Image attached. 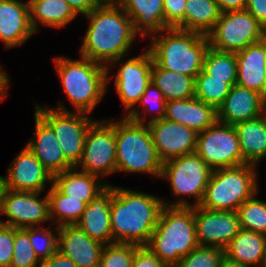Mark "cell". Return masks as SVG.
<instances>
[{
	"label": "cell",
	"mask_w": 266,
	"mask_h": 267,
	"mask_svg": "<svg viewBox=\"0 0 266 267\" xmlns=\"http://www.w3.org/2000/svg\"><path fill=\"white\" fill-rule=\"evenodd\" d=\"M245 164L258 165L266 158V112L234 125Z\"/></svg>",
	"instance_id": "83f0119b"
},
{
	"label": "cell",
	"mask_w": 266,
	"mask_h": 267,
	"mask_svg": "<svg viewBox=\"0 0 266 267\" xmlns=\"http://www.w3.org/2000/svg\"><path fill=\"white\" fill-rule=\"evenodd\" d=\"M248 10L266 30V0H246Z\"/></svg>",
	"instance_id": "ee69618b"
},
{
	"label": "cell",
	"mask_w": 266,
	"mask_h": 267,
	"mask_svg": "<svg viewBox=\"0 0 266 267\" xmlns=\"http://www.w3.org/2000/svg\"><path fill=\"white\" fill-rule=\"evenodd\" d=\"M28 1L30 22L35 33L38 31L40 24L53 28H62L78 15L65 0Z\"/></svg>",
	"instance_id": "f1b7e54d"
},
{
	"label": "cell",
	"mask_w": 266,
	"mask_h": 267,
	"mask_svg": "<svg viewBox=\"0 0 266 267\" xmlns=\"http://www.w3.org/2000/svg\"><path fill=\"white\" fill-rule=\"evenodd\" d=\"M13 247L14 227L0 224V267H10Z\"/></svg>",
	"instance_id": "60d3db41"
},
{
	"label": "cell",
	"mask_w": 266,
	"mask_h": 267,
	"mask_svg": "<svg viewBox=\"0 0 266 267\" xmlns=\"http://www.w3.org/2000/svg\"><path fill=\"white\" fill-rule=\"evenodd\" d=\"M163 206L159 197L113 186L110 207L113 243L146 246Z\"/></svg>",
	"instance_id": "7a4b0ae2"
},
{
	"label": "cell",
	"mask_w": 266,
	"mask_h": 267,
	"mask_svg": "<svg viewBox=\"0 0 266 267\" xmlns=\"http://www.w3.org/2000/svg\"><path fill=\"white\" fill-rule=\"evenodd\" d=\"M220 15L215 0H186L184 19L175 28L207 36L214 29Z\"/></svg>",
	"instance_id": "f546056e"
},
{
	"label": "cell",
	"mask_w": 266,
	"mask_h": 267,
	"mask_svg": "<svg viewBox=\"0 0 266 267\" xmlns=\"http://www.w3.org/2000/svg\"><path fill=\"white\" fill-rule=\"evenodd\" d=\"M164 119L183 124L196 133L203 132L218 120L217 109L195 97L166 102Z\"/></svg>",
	"instance_id": "603a6c76"
},
{
	"label": "cell",
	"mask_w": 266,
	"mask_h": 267,
	"mask_svg": "<svg viewBox=\"0 0 266 267\" xmlns=\"http://www.w3.org/2000/svg\"><path fill=\"white\" fill-rule=\"evenodd\" d=\"M220 267H248V266H245V265H242L240 263H236V262H233V261H230L228 258H224Z\"/></svg>",
	"instance_id": "681fc988"
},
{
	"label": "cell",
	"mask_w": 266,
	"mask_h": 267,
	"mask_svg": "<svg viewBox=\"0 0 266 267\" xmlns=\"http://www.w3.org/2000/svg\"><path fill=\"white\" fill-rule=\"evenodd\" d=\"M105 2H118L119 0H104Z\"/></svg>",
	"instance_id": "f5cc1de1"
},
{
	"label": "cell",
	"mask_w": 266,
	"mask_h": 267,
	"mask_svg": "<svg viewBox=\"0 0 266 267\" xmlns=\"http://www.w3.org/2000/svg\"><path fill=\"white\" fill-rule=\"evenodd\" d=\"M212 171L196 152L165 161L161 177L170 182L172 194L181 198L172 203L163 200V204L170 207L199 206ZM182 195L195 197V202L189 203Z\"/></svg>",
	"instance_id": "ba28073f"
},
{
	"label": "cell",
	"mask_w": 266,
	"mask_h": 267,
	"mask_svg": "<svg viewBox=\"0 0 266 267\" xmlns=\"http://www.w3.org/2000/svg\"><path fill=\"white\" fill-rule=\"evenodd\" d=\"M152 82L161 90L166 102L192 98L195 95V78L152 65Z\"/></svg>",
	"instance_id": "4dcf8cb0"
},
{
	"label": "cell",
	"mask_w": 266,
	"mask_h": 267,
	"mask_svg": "<svg viewBox=\"0 0 266 267\" xmlns=\"http://www.w3.org/2000/svg\"><path fill=\"white\" fill-rule=\"evenodd\" d=\"M122 63L117 71L114 83L119 99L127 112L125 117L135 123L145 124L146 115L142 116L136 105L147 85L152 81V56L147 49L142 54L129 58Z\"/></svg>",
	"instance_id": "8fae6325"
},
{
	"label": "cell",
	"mask_w": 266,
	"mask_h": 267,
	"mask_svg": "<svg viewBox=\"0 0 266 267\" xmlns=\"http://www.w3.org/2000/svg\"><path fill=\"white\" fill-rule=\"evenodd\" d=\"M195 152L212 170L245 164L235 127L218 120L197 134Z\"/></svg>",
	"instance_id": "7c38bea8"
},
{
	"label": "cell",
	"mask_w": 266,
	"mask_h": 267,
	"mask_svg": "<svg viewBox=\"0 0 266 267\" xmlns=\"http://www.w3.org/2000/svg\"><path fill=\"white\" fill-rule=\"evenodd\" d=\"M55 228V232L51 225L49 229H44L43 227L29 228L30 243L40 262L47 260L58 251L59 227L56 226Z\"/></svg>",
	"instance_id": "d590c367"
},
{
	"label": "cell",
	"mask_w": 266,
	"mask_h": 267,
	"mask_svg": "<svg viewBox=\"0 0 266 267\" xmlns=\"http://www.w3.org/2000/svg\"><path fill=\"white\" fill-rule=\"evenodd\" d=\"M112 195L113 186L109 184L86 205L84 212L75 224L90 238L104 245L113 243L110 215Z\"/></svg>",
	"instance_id": "7402d4cb"
},
{
	"label": "cell",
	"mask_w": 266,
	"mask_h": 267,
	"mask_svg": "<svg viewBox=\"0 0 266 267\" xmlns=\"http://www.w3.org/2000/svg\"><path fill=\"white\" fill-rule=\"evenodd\" d=\"M10 83V78L6 72L0 66V101L7 97L8 85Z\"/></svg>",
	"instance_id": "c3c4849f"
},
{
	"label": "cell",
	"mask_w": 266,
	"mask_h": 267,
	"mask_svg": "<svg viewBox=\"0 0 266 267\" xmlns=\"http://www.w3.org/2000/svg\"><path fill=\"white\" fill-rule=\"evenodd\" d=\"M104 246L75 225L59 227L58 251L69 257L78 267H99Z\"/></svg>",
	"instance_id": "ac0fdd59"
},
{
	"label": "cell",
	"mask_w": 266,
	"mask_h": 267,
	"mask_svg": "<svg viewBox=\"0 0 266 267\" xmlns=\"http://www.w3.org/2000/svg\"><path fill=\"white\" fill-rule=\"evenodd\" d=\"M4 191H5L4 183L0 177V215H1V210H2V199H3Z\"/></svg>",
	"instance_id": "f907efd6"
},
{
	"label": "cell",
	"mask_w": 266,
	"mask_h": 267,
	"mask_svg": "<svg viewBox=\"0 0 266 267\" xmlns=\"http://www.w3.org/2000/svg\"><path fill=\"white\" fill-rule=\"evenodd\" d=\"M163 2V0L118 1L132 20L135 34L143 38L151 34V36H154L156 33L159 35L165 29Z\"/></svg>",
	"instance_id": "d4e9b609"
},
{
	"label": "cell",
	"mask_w": 266,
	"mask_h": 267,
	"mask_svg": "<svg viewBox=\"0 0 266 267\" xmlns=\"http://www.w3.org/2000/svg\"><path fill=\"white\" fill-rule=\"evenodd\" d=\"M146 246L168 267H175L184 256L199 246L194 207L164 205Z\"/></svg>",
	"instance_id": "5b68a950"
},
{
	"label": "cell",
	"mask_w": 266,
	"mask_h": 267,
	"mask_svg": "<svg viewBox=\"0 0 266 267\" xmlns=\"http://www.w3.org/2000/svg\"><path fill=\"white\" fill-rule=\"evenodd\" d=\"M56 108L40 106L35 110L53 129L65 159L76 167L81 160L88 129L97 121L86 113L69 111L65 105Z\"/></svg>",
	"instance_id": "9c48e42d"
},
{
	"label": "cell",
	"mask_w": 266,
	"mask_h": 267,
	"mask_svg": "<svg viewBox=\"0 0 266 267\" xmlns=\"http://www.w3.org/2000/svg\"><path fill=\"white\" fill-rule=\"evenodd\" d=\"M165 29L176 27L184 19L186 0H163Z\"/></svg>",
	"instance_id": "b9f144b4"
},
{
	"label": "cell",
	"mask_w": 266,
	"mask_h": 267,
	"mask_svg": "<svg viewBox=\"0 0 266 267\" xmlns=\"http://www.w3.org/2000/svg\"><path fill=\"white\" fill-rule=\"evenodd\" d=\"M224 258V249L198 246L184 256L175 267H220Z\"/></svg>",
	"instance_id": "74e56055"
},
{
	"label": "cell",
	"mask_w": 266,
	"mask_h": 267,
	"mask_svg": "<svg viewBox=\"0 0 266 267\" xmlns=\"http://www.w3.org/2000/svg\"><path fill=\"white\" fill-rule=\"evenodd\" d=\"M163 32L152 36L150 41L148 50L153 64L196 78L203 70L204 55L209 48L208 36L175 27Z\"/></svg>",
	"instance_id": "3957f363"
},
{
	"label": "cell",
	"mask_w": 266,
	"mask_h": 267,
	"mask_svg": "<svg viewBox=\"0 0 266 267\" xmlns=\"http://www.w3.org/2000/svg\"><path fill=\"white\" fill-rule=\"evenodd\" d=\"M203 70L212 79L225 80L232 87L237 78L236 53L217 51L209 46L204 55Z\"/></svg>",
	"instance_id": "d6a6232c"
},
{
	"label": "cell",
	"mask_w": 266,
	"mask_h": 267,
	"mask_svg": "<svg viewBox=\"0 0 266 267\" xmlns=\"http://www.w3.org/2000/svg\"><path fill=\"white\" fill-rule=\"evenodd\" d=\"M117 172L147 173L161 178L163 162L153 144L150 129L126 117L115 121Z\"/></svg>",
	"instance_id": "8992f818"
},
{
	"label": "cell",
	"mask_w": 266,
	"mask_h": 267,
	"mask_svg": "<svg viewBox=\"0 0 266 267\" xmlns=\"http://www.w3.org/2000/svg\"><path fill=\"white\" fill-rule=\"evenodd\" d=\"M76 168L102 179L117 171L115 121H96L88 129L82 157Z\"/></svg>",
	"instance_id": "4fadbf2b"
},
{
	"label": "cell",
	"mask_w": 266,
	"mask_h": 267,
	"mask_svg": "<svg viewBox=\"0 0 266 267\" xmlns=\"http://www.w3.org/2000/svg\"><path fill=\"white\" fill-rule=\"evenodd\" d=\"M138 103L142 105V110L144 111L143 113H154L156 115L154 117H151L150 120L147 121V123L164 119L166 100L161 90L152 81L147 85L146 90L141 96Z\"/></svg>",
	"instance_id": "ab89813d"
},
{
	"label": "cell",
	"mask_w": 266,
	"mask_h": 267,
	"mask_svg": "<svg viewBox=\"0 0 266 267\" xmlns=\"http://www.w3.org/2000/svg\"><path fill=\"white\" fill-rule=\"evenodd\" d=\"M265 112L266 105L259 92L235 84L217 109V119L219 122L234 126L257 118Z\"/></svg>",
	"instance_id": "d6986e66"
},
{
	"label": "cell",
	"mask_w": 266,
	"mask_h": 267,
	"mask_svg": "<svg viewBox=\"0 0 266 267\" xmlns=\"http://www.w3.org/2000/svg\"><path fill=\"white\" fill-rule=\"evenodd\" d=\"M47 196L49 217L51 223H55L54 227L75 225L86 207L83 201L63 194L54 184H51Z\"/></svg>",
	"instance_id": "1f68e13d"
},
{
	"label": "cell",
	"mask_w": 266,
	"mask_h": 267,
	"mask_svg": "<svg viewBox=\"0 0 266 267\" xmlns=\"http://www.w3.org/2000/svg\"><path fill=\"white\" fill-rule=\"evenodd\" d=\"M39 267H78L69 257L59 251L40 263Z\"/></svg>",
	"instance_id": "bcb514c9"
},
{
	"label": "cell",
	"mask_w": 266,
	"mask_h": 267,
	"mask_svg": "<svg viewBox=\"0 0 266 267\" xmlns=\"http://www.w3.org/2000/svg\"><path fill=\"white\" fill-rule=\"evenodd\" d=\"M263 103L266 105V80L264 82L262 91L260 92Z\"/></svg>",
	"instance_id": "816d5d0a"
},
{
	"label": "cell",
	"mask_w": 266,
	"mask_h": 267,
	"mask_svg": "<svg viewBox=\"0 0 266 267\" xmlns=\"http://www.w3.org/2000/svg\"><path fill=\"white\" fill-rule=\"evenodd\" d=\"M209 46L217 51L237 53L266 37L265 28L246 9L221 13L207 35Z\"/></svg>",
	"instance_id": "30bf717a"
},
{
	"label": "cell",
	"mask_w": 266,
	"mask_h": 267,
	"mask_svg": "<svg viewBox=\"0 0 266 267\" xmlns=\"http://www.w3.org/2000/svg\"><path fill=\"white\" fill-rule=\"evenodd\" d=\"M53 59L70 104L76 112L91 113L106 94L107 67L83 56L78 60L63 56Z\"/></svg>",
	"instance_id": "277c9868"
},
{
	"label": "cell",
	"mask_w": 266,
	"mask_h": 267,
	"mask_svg": "<svg viewBox=\"0 0 266 267\" xmlns=\"http://www.w3.org/2000/svg\"><path fill=\"white\" fill-rule=\"evenodd\" d=\"M138 245L112 243L103 247L99 267H132Z\"/></svg>",
	"instance_id": "f35d334b"
},
{
	"label": "cell",
	"mask_w": 266,
	"mask_h": 267,
	"mask_svg": "<svg viewBox=\"0 0 266 267\" xmlns=\"http://www.w3.org/2000/svg\"><path fill=\"white\" fill-rule=\"evenodd\" d=\"M194 221L199 246L225 249L241 230L236 211L208 210L196 206Z\"/></svg>",
	"instance_id": "9a60e30c"
},
{
	"label": "cell",
	"mask_w": 266,
	"mask_h": 267,
	"mask_svg": "<svg viewBox=\"0 0 266 267\" xmlns=\"http://www.w3.org/2000/svg\"><path fill=\"white\" fill-rule=\"evenodd\" d=\"M84 16L89 19V26L80 56L107 67L109 79L110 66L125 59L137 36L132 20L118 2H104Z\"/></svg>",
	"instance_id": "6da1fadb"
},
{
	"label": "cell",
	"mask_w": 266,
	"mask_h": 267,
	"mask_svg": "<svg viewBox=\"0 0 266 267\" xmlns=\"http://www.w3.org/2000/svg\"><path fill=\"white\" fill-rule=\"evenodd\" d=\"M236 84L261 92L266 80V37L236 53Z\"/></svg>",
	"instance_id": "cb8c5ba5"
},
{
	"label": "cell",
	"mask_w": 266,
	"mask_h": 267,
	"mask_svg": "<svg viewBox=\"0 0 266 267\" xmlns=\"http://www.w3.org/2000/svg\"><path fill=\"white\" fill-rule=\"evenodd\" d=\"M157 154L164 163L196 151L197 134L183 124L160 119L147 123Z\"/></svg>",
	"instance_id": "2e32d148"
},
{
	"label": "cell",
	"mask_w": 266,
	"mask_h": 267,
	"mask_svg": "<svg viewBox=\"0 0 266 267\" xmlns=\"http://www.w3.org/2000/svg\"><path fill=\"white\" fill-rule=\"evenodd\" d=\"M256 165L244 164L212 171L200 207L208 210L237 211L258 194Z\"/></svg>",
	"instance_id": "52a82bcc"
},
{
	"label": "cell",
	"mask_w": 266,
	"mask_h": 267,
	"mask_svg": "<svg viewBox=\"0 0 266 267\" xmlns=\"http://www.w3.org/2000/svg\"><path fill=\"white\" fill-rule=\"evenodd\" d=\"M256 197L246 200L236 212L241 229L266 235V201Z\"/></svg>",
	"instance_id": "e575fe53"
},
{
	"label": "cell",
	"mask_w": 266,
	"mask_h": 267,
	"mask_svg": "<svg viewBox=\"0 0 266 267\" xmlns=\"http://www.w3.org/2000/svg\"><path fill=\"white\" fill-rule=\"evenodd\" d=\"M34 33L29 1L0 0V40L6 48L24 44Z\"/></svg>",
	"instance_id": "ffe728a7"
},
{
	"label": "cell",
	"mask_w": 266,
	"mask_h": 267,
	"mask_svg": "<svg viewBox=\"0 0 266 267\" xmlns=\"http://www.w3.org/2000/svg\"><path fill=\"white\" fill-rule=\"evenodd\" d=\"M35 137L26 146L53 176L72 168L65 159L52 127L35 111Z\"/></svg>",
	"instance_id": "44dd1931"
},
{
	"label": "cell",
	"mask_w": 266,
	"mask_h": 267,
	"mask_svg": "<svg viewBox=\"0 0 266 267\" xmlns=\"http://www.w3.org/2000/svg\"><path fill=\"white\" fill-rule=\"evenodd\" d=\"M40 192L13 191L5 189L1 214L8 220L0 224L14 228L42 227V223L51 221L49 217V199L47 194L40 198ZM39 224V225H38Z\"/></svg>",
	"instance_id": "5bb4252c"
},
{
	"label": "cell",
	"mask_w": 266,
	"mask_h": 267,
	"mask_svg": "<svg viewBox=\"0 0 266 267\" xmlns=\"http://www.w3.org/2000/svg\"><path fill=\"white\" fill-rule=\"evenodd\" d=\"M5 189L13 191L40 192L46 183L53 184V175L48 172L36 156L25 146L10 163L7 176H0Z\"/></svg>",
	"instance_id": "e0dca14e"
},
{
	"label": "cell",
	"mask_w": 266,
	"mask_h": 267,
	"mask_svg": "<svg viewBox=\"0 0 266 267\" xmlns=\"http://www.w3.org/2000/svg\"><path fill=\"white\" fill-rule=\"evenodd\" d=\"M224 253L230 261L248 267H265L266 235L241 229L224 249Z\"/></svg>",
	"instance_id": "484cf974"
},
{
	"label": "cell",
	"mask_w": 266,
	"mask_h": 267,
	"mask_svg": "<svg viewBox=\"0 0 266 267\" xmlns=\"http://www.w3.org/2000/svg\"><path fill=\"white\" fill-rule=\"evenodd\" d=\"M132 267H168L147 246H138L132 262Z\"/></svg>",
	"instance_id": "7bdbcfd3"
},
{
	"label": "cell",
	"mask_w": 266,
	"mask_h": 267,
	"mask_svg": "<svg viewBox=\"0 0 266 267\" xmlns=\"http://www.w3.org/2000/svg\"><path fill=\"white\" fill-rule=\"evenodd\" d=\"M76 167L53 176V184L65 195L80 199L86 205L100 194L109 184L101 183L98 176Z\"/></svg>",
	"instance_id": "4316f807"
},
{
	"label": "cell",
	"mask_w": 266,
	"mask_h": 267,
	"mask_svg": "<svg viewBox=\"0 0 266 267\" xmlns=\"http://www.w3.org/2000/svg\"><path fill=\"white\" fill-rule=\"evenodd\" d=\"M221 13L229 11L244 10L246 8V0H215Z\"/></svg>",
	"instance_id": "7dc6e473"
},
{
	"label": "cell",
	"mask_w": 266,
	"mask_h": 267,
	"mask_svg": "<svg viewBox=\"0 0 266 267\" xmlns=\"http://www.w3.org/2000/svg\"><path fill=\"white\" fill-rule=\"evenodd\" d=\"M13 257L10 267H39L40 261L35 255L29 239V228H14Z\"/></svg>",
	"instance_id": "8d00e7d4"
},
{
	"label": "cell",
	"mask_w": 266,
	"mask_h": 267,
	"mask_svg": "<svg viewBox=\"0 0 266 267\" xmlns=\"http://www.w3.org/2000/svg\"><path fill=\"white\" fill-rule=\"evenodd\" d=\"M79 15H86L97 9L105 1L104 0H65Z\"/></svg>",
	"instance_id": "f6af8a7d"
},
{
	"label": "cell",
	"mask_w": 266,
	"mask_h": 267,
	"mask_svg": "<svg viewBox=\"0 0 266 267\" xmlns=\"http://www.w3.org/2000/svg\"><path fill=\"white\" fill-rule=\"evenodd\" d=\"M231 86L225 80L212 79L204 70L195 78V98L216 109L224 102L229 94Z\"/></svg>",
	"instance_id": "836d02e7"
}]
</instances>
